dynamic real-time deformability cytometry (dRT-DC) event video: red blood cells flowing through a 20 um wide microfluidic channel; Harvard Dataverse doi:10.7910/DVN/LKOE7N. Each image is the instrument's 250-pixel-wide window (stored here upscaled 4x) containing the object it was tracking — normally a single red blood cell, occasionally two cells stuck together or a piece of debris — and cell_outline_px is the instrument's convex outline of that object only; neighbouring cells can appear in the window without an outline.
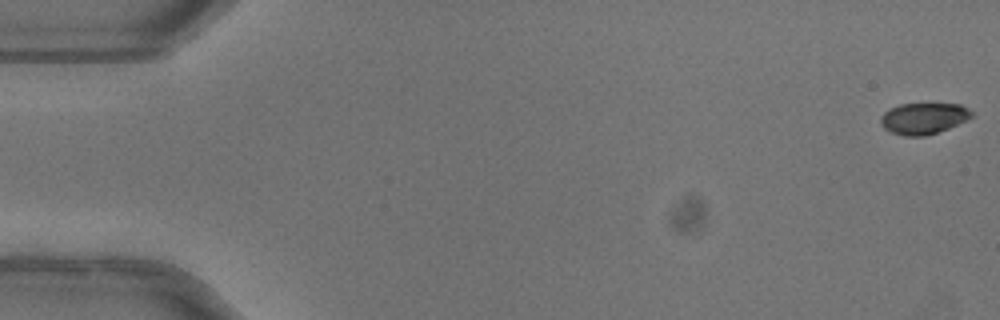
{"species": "common noctule bat (a hibernating species)", "species_latin": "Nyctalus noctula", "temperature_condition": "warm", "stored_images_in_passage": 52, "camera_frame_rate_fps": 3000, "um_per_image_px": 0.085, "animal": {"sex": "female"}, "frame": {"image": 1, "passage_image": 1, "time_ms": 0.0, "image_size_px": [1000, 320], "cell_outline_px": [[972, 116], [948, 128], [924, 136], [904, 136], [892, 132], [884, 128], [880, 120], [880, 116], [888, 108], [900, 104], [960, 104], [968, 108], [972, 112]], "centroid_in_image_um": [78.45, 10.05], "position_along_channel_um": 6.5, "area_um2": 16.36}}
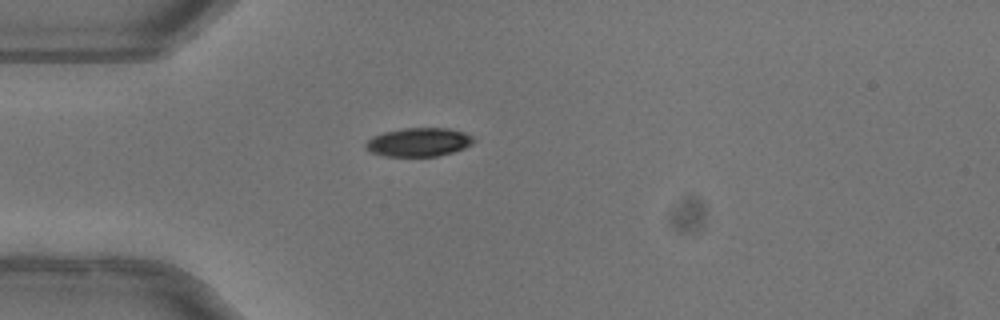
{"frame": {"image": 2, "passage_image": 15, "time_ms": 4.667, "image_size_px": [1000, 320], "cell_outline_px": [[476, 140], [472, 144], [464, 148], [452, 152], [436, 156], [384, 156], [368, 152], [364, 148], [364, 144], [372, 136], [384, 132], [404, 128], [448, 128], [464, 132], [472, 136]], "centroid_in_image_um": [35.56, 12.08], "position_along_channel_um": 49.4, "area_um2": 18.15}}
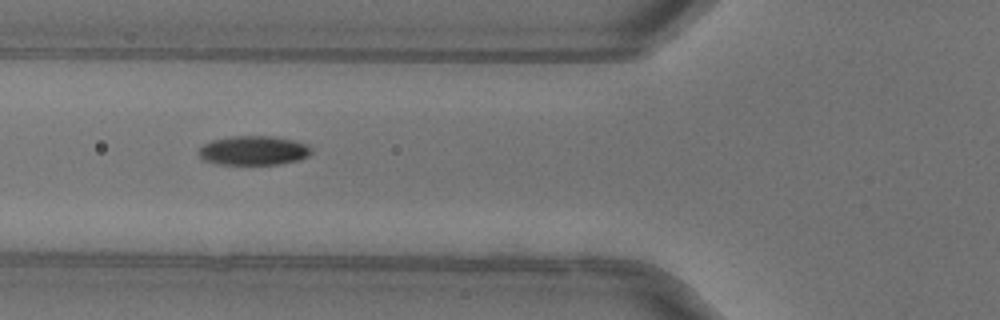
{"frame": {"image": 3, "passage_image": 20, "time_ms": 6.333, "image_size_px": [1000, 320], "cell_outline_px": [[312, 152], [308, 156], [300, 160], [280, 164], [216, 164], [204, 160], [200, 156], [200, 148], [204, 144], [212, 140], [232, 136], [272, 136], [292, 140], [308, 144], [312, 148]], "centroid_in_image_um": [21.59, 12.79], "position_along_channel_um": 104.2, "area_um2": 19.19}, "authors_computed_cell_mechanics": {"area_um2": 18.6116, "velocity_mm_per_s": 4.0415, "shape_relaxation_time_tau1_ms": 3.0218, "shape_relaxation_time_tau2_ms": null, "deformation_change_tau1": 0.1454, "deformation_change_tau2": null}}